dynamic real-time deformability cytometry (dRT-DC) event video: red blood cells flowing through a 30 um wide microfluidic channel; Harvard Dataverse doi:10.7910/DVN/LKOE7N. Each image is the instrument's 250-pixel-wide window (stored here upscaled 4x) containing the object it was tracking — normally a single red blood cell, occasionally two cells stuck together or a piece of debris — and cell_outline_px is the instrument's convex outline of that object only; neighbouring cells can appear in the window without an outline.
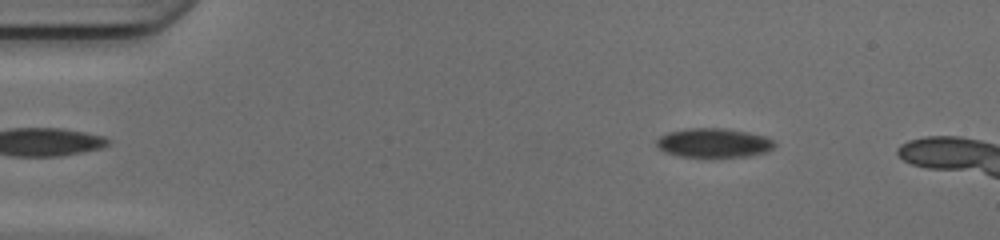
{"species": "common noctule bat (a hibernating species)", "species_latin": "Nyctalus noctula", "temperature_condition": "cold", "stored_images_in_passage": 47, "camera_frame_rate_fps": 3000, "um_per_image_px": 0.085, "animal": {"sex": "female", "body_mass_g": 17.0, "forearm_length_mm": 48.0}, "frame": {"image": 1, "passage_image": 8, "time_ms": 2.333, "image_size_px": [1000, 240], "cell_outline_px": [[776, 144], [772, 148], [764, 152], [744, 156], [684, 156], [668, 152], [660, 148], [656, 144], [656, 140], [660, 136], [668, 132], [688, 128], [720, 128], [744, 132], [764, 136], [772, 140]], "centroid_in_image_um": [60.64, 12.12], "position_along_channel_um": 24.4, "area_um2": 19.36}}
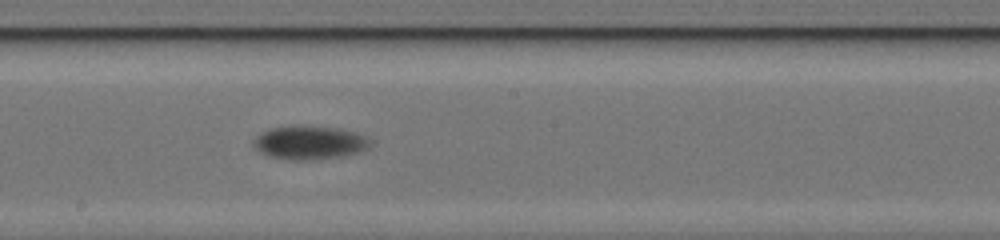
{"frame": {"image": 2, "passage_image": 29, "time_ms": 9.333, "image_size_px": [1000, 240], "cell_outline_px": [[372, 144], [368, 148], [360, 152], [344, 156], [316, 160], [292, 160], [268, 156], [256, 148], [256, 136], [268, 128], [288, 124], [300, 124], [340, 128], [356, 132], [368, 136], [372, 140]], "centroid_in_image_um": [26.38, 12.09], "position_along_channel_um": 221.8, "area_um2": 23.52}}
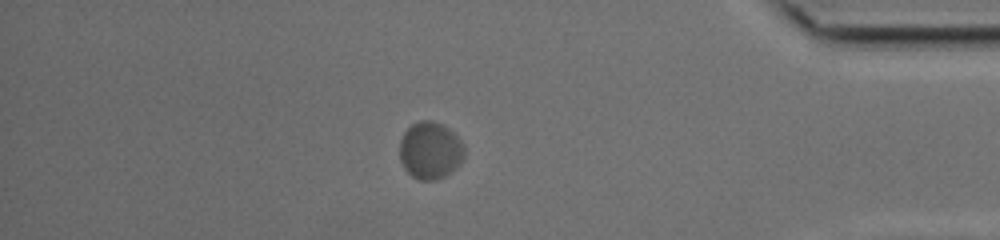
{"frame": {"image": 3, "passage_image": 45, "time_ms": 14.667, "image_size_px": [1000, 240], "cell_outline_px": [[464, 156], [460, 164], [456, 168], [444, 176], [436, 180], [420, 180], [412, 176], [404, 168], [400, 160], [400, 140], [404, 132], [412, 124], [420, 120], [432, 120], [444, 124], [460, 140], [464, 148]], "centroid_in_image_um": [36.56, 12.78], "position_along_channel_um": 398.6, "area_um2": 21.62}}